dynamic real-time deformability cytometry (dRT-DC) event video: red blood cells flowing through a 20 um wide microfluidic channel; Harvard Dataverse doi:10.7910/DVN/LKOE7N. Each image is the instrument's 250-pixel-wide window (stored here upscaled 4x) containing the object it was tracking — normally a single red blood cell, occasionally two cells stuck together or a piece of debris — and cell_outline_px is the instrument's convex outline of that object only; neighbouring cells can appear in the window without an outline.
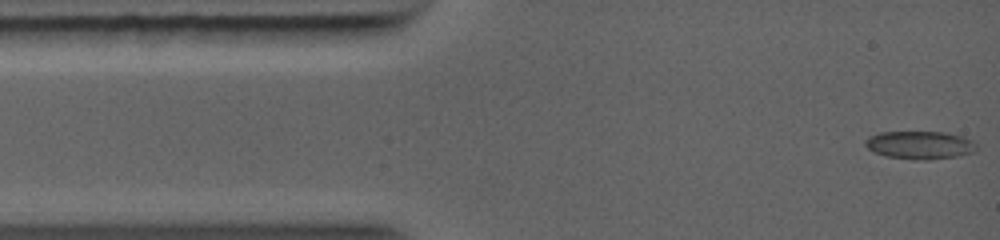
{"species": "common noctule bat (a hibernating species)", "species_latin": "Nyctalus noctula", "temperature_condition": "warm", "stored_images_in_passage": 40, "camera_frame_rate_fps": 5000, "um_per_image_px": 0.085, "animal": {"sex": "female", "body_mass_g": 19.0, "forearm_length_mm": 56.7}, "frame": {"image": 1, "passage_image": 1, "time_ms": 0.0, "image_size_px": [1000, 240], "cell_outline_px": [[976, 152], [960, 156], [924, 160], [916, 160], [884, 156], [868, 148], [864, 144], [864, 140], [868, 136], [880, 132], [944, 132], [964, 136], [972, 140], [976, 144]], "centroid_in_image_um": [78.21, 12.33], "position_along_channel_um": 6.8, "area_um2": 18.38}}
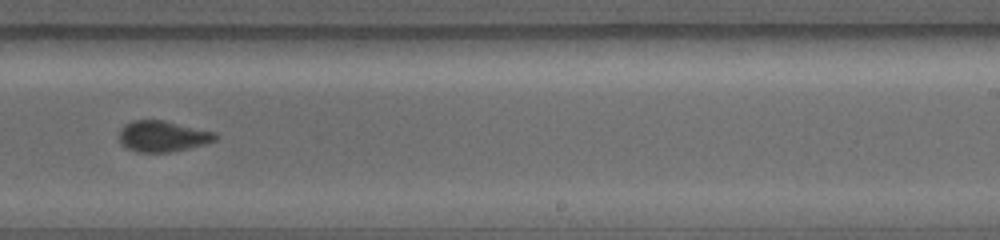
{"frame": {"image": 2, "passage_image": 18, "time_ms": 7.0, "image_size_px": [1000, 240], "cell_outline_px": [[216, 140], [204, 144], [172, 152], [136, 152], [120, 144], [120, 128], [124, 124], [132, 120], [164, 120], [216, 132]], "centroid_in_image_um": [13.81, 11.57], "position_along_channel_um": 275.2, "area_um2": 17.4}}
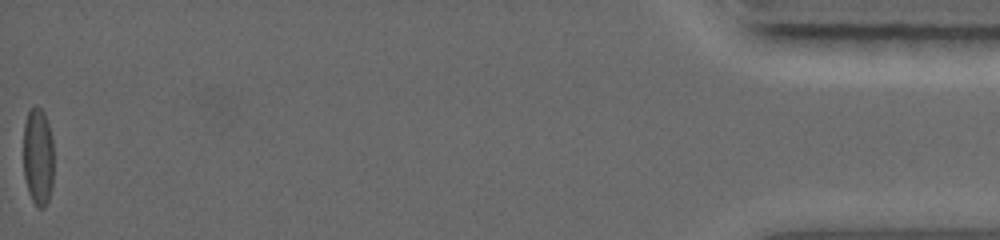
{"frame": {"image": 3, "passage_image": 40, "time_ms": 13.2, "image_size_px": [1000, 240], "cell_outline_px": [[52, 184], [48, 200], [44, 208], [36, 208], [28, 192], [24, 176], [24, 124], [28, 112], [32, 104], [40, 108], [44, 112], [48, 124], [52, 140]], "centroid_in_image_um": [3.22, 13.32], "position_along_channel_um": 432.0, "area_um2": 17.28}}